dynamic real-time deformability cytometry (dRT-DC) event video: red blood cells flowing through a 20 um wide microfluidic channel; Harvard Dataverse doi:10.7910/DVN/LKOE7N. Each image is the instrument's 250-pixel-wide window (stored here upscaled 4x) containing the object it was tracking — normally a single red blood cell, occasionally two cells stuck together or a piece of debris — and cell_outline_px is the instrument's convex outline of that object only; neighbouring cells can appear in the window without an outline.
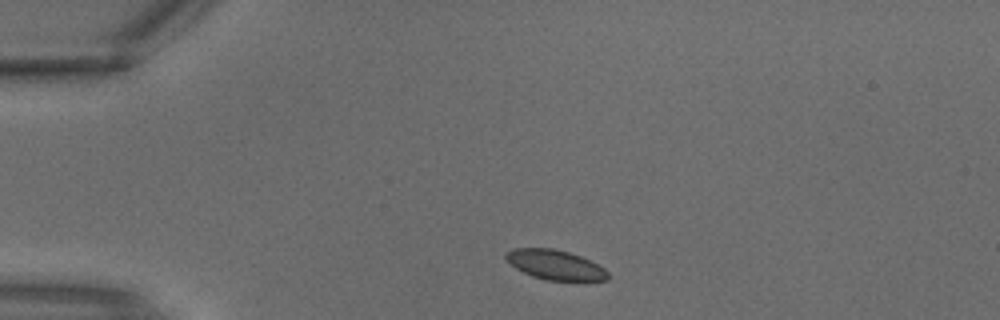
{"species": "common noctule bat (a hibernating species)", "species_latin": "Nyctalus noctula", "temperature_condition": "warm", "stored_images_in_passage": 1, "camera_frame_rate_fps": 3000, "um_per_image_px": 0.085, "animal": {"sex": "male", "body_mass_g": 18.8}, "frame": {"image": 1, "passage_image": 1, "time_ms": 0.0, "image_size_px": [1000, 320], "cell_outline_px": [[608, 280], [584, 284], [544, 280], [532, 276], [516, 268], [504, 256], [504, 252], [512, 248], [552, 248], [568, 252], [580, 256], [604, 268], [608, 272]], "centroid_in_image_um": [47.26, 22.57], "position_along_channel_um": 37.7, "area_um2": 18.38}}